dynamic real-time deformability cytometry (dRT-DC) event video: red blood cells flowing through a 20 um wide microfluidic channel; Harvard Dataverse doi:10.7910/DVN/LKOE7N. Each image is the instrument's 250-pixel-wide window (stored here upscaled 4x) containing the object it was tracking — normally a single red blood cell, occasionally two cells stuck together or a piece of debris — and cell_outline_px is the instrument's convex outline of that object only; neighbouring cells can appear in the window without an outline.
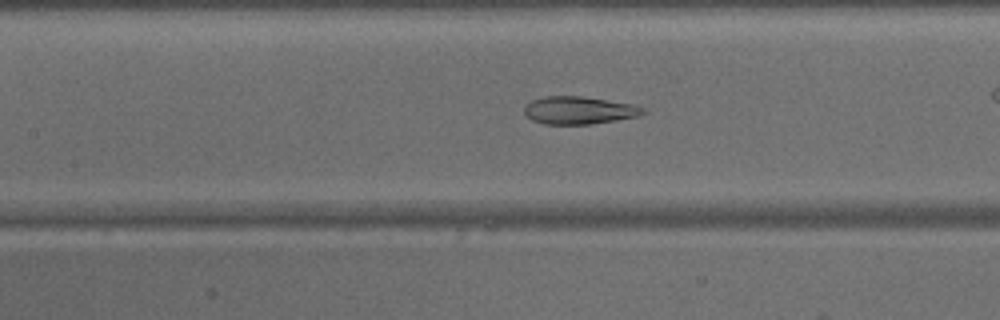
{"species": "common noctule bat (a hibernating species)", "species_latin": "Nyctalus noctula", "temperature_condition": "warm", "stored_images_in_passage": 38, "camera_frame_rate_fps": 3000, "um_per_image_px": 0.085, "animal": {"sex": "male", "body_mass_g": 15.6}, "frame": {"image": 1, "passage_image": 22, "time_ms": 7.0, "image_size_px": [1000, 320], "cell_outline_px": [[648, 112], [636, 116], [616, 120], [588, 124], [544, 124], [532, 120], [524, 116], [524, 108], [532, 100], [544, 96], [580, 96], [632, 104], [644, 108]], "centroid_in_image_um": [49.18, 9.38], "position_along_channel_um": 158.2, "area_um2": 19.02}}